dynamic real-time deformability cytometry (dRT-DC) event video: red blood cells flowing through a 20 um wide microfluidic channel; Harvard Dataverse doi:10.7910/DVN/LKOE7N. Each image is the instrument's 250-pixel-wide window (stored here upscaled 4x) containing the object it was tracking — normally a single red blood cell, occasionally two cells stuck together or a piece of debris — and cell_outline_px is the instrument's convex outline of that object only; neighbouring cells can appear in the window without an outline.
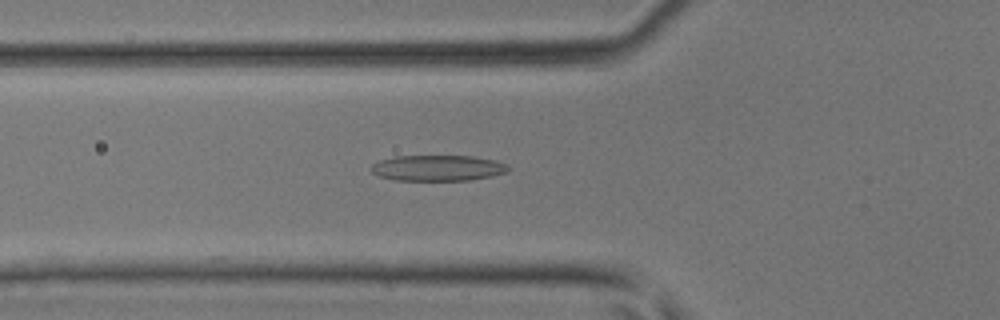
{"species": "common noctule bat (a hibernating species)", "species_latin": "Nyctalus noctula", "temperature_condition": "room temperature", "stored_images_in_passage": 33, "camera_frame_rate_fps": 3000, "um_per_image_px": 0.085, "animal": {"sex": "male", "body_mass_g": 17.9, "forearm_length_mm": 54.2}, "frame": {"image": 1, "passage_image": 4, "time_ms": 1.0, "image_size_px": [1000, 320], "cell_outline_px": [[508, 168], [504, 172], [488, 176], [468, 180], [396, 180], [380, 176], [372, 172], [368, 168], [372, 164], [380, 160], [396, 156], [472, 156], [496, 160], [508, 164]], "centroid_in_image_um": [37.16, 14.27], "position_along_channel_um": 88.6, "area_um2": 20.4}}
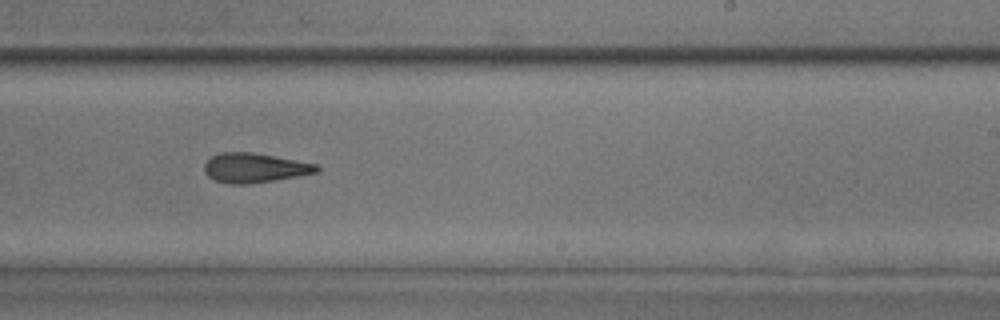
{"frame": {"image": 2, "passage_image": 16, "time_ms": 5.0, "image_size_px": [1000, 320], "cell_outline_px": [[320, 172], [248, 184], [232, 184], [216, 180], [208, 176], [204, 172], [204, 164], [212, 156], [220, 152], [252, 152], [296, 160], [316, 164], [320, 168]], "centroid_in_image_um": [21.63, 14.26], "position_along_channel_um": 267.4, "area_um2": 19.13}}
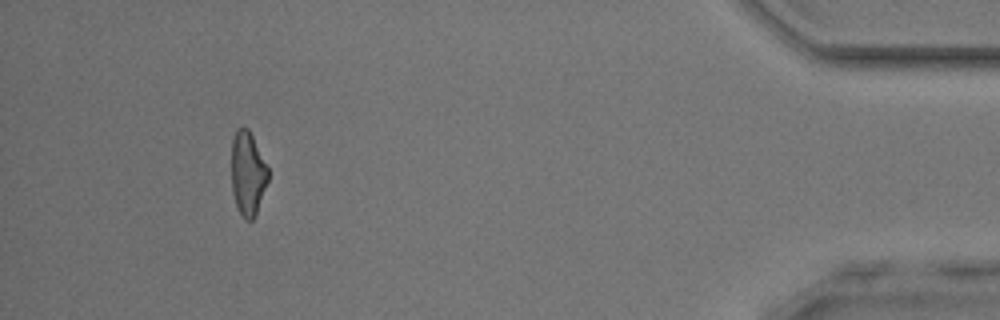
{"frame": {"image": 3, "passage_image": 30, "time_ms": 9.667, "image_size_px": [1000, 320], "cell_outline_px": [[268, 180], [256, 212], [252, 220], [244, 220], [236, 204], [232, 192], [232, 140], [236, 128], [248, 128], [268, 168]], "centroid_in_image_um": [21.04, 14.74], "position_along_channel_um": 414.2, "area_um2": 17.57}}